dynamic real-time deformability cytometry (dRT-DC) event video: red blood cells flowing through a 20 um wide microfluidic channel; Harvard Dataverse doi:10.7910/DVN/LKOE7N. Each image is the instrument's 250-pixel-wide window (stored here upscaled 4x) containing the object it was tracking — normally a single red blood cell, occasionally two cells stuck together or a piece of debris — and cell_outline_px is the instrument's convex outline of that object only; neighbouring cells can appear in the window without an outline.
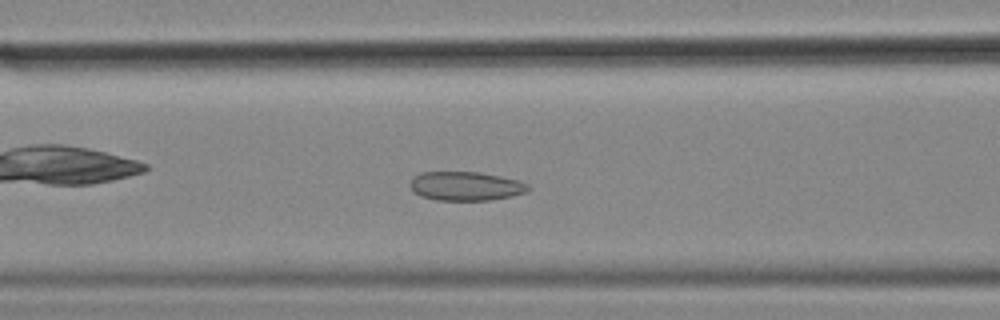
{"species": "common noctule bat (a hibernating species)", "species_latin": "Nyctalus noctula", "temperature_condition": "cold", "stored_images_in_passage": 55, "camera_frame_rate_fps": 3000, "um_per_image_px": 0.085, "animal": {"sex": "female", "body_mass_g": 18.4}, "frame": {"image": 1, "passage_image": 22, "time_ms": 7.0, "image_size_px": [1000, 320], "cell_outline_px": [[532, 188], [528, 192], [512, 196], [488, 200], [436, 200], [420, 196], [408, 184], [412, 176], [420, 172], [480, 172], [520, 180], [528, 184]], "centroid_in_image_um": [39.6, 15.81], "position_along_channel_um": 127.0, "area_um2": 20.17}}
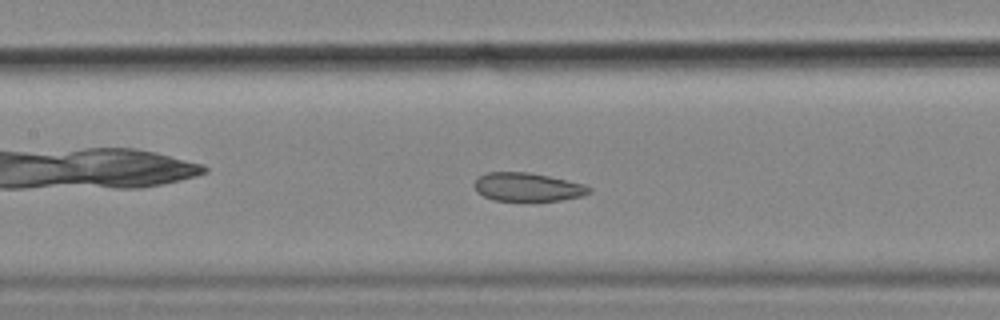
{"frame": {"image": 2, "passage_image": 25, "time_ms": 8.0, "image_size_px": [1000, 320], "cell_outline_px": [[592, 192], [580, 196], [560, 200], [532, 204], [492, 200], [476, 192], [476, 180], [480, 176], [488, 172], [528, 172], [548, 176], [584, 184], [592, 188]], "centroid_in_image_um": [44.86, 15.95], "position_along_channel_um": 162.5, "area_um2": 19.71}}
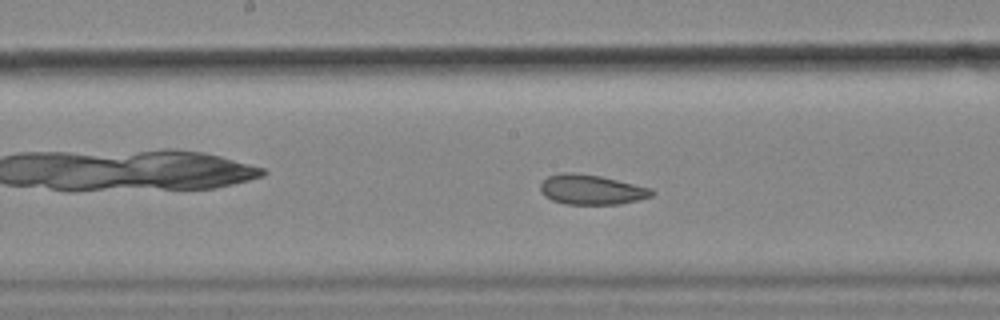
{"frame": {"image": 3, "passage_image": 28, "time_ms": 9.0, "image_size_px": [1000, 320], "cell_outline_px": [[656, 192], [652, 196], [620, 204], [564, 204], [552, 200], [544, 196], [540, 192], [540, 184], [548, 176], [564, 172], [572, 172], [600, 176], [652, 188]], "centroid_in_image_um": [50.26, 16.12], "position_along_channel_um": 197.9, "area_um2": 19.42}, "authors_computed_cell_mechanics": {"area_um2": 21.8484, "velocity_mm_per_s": 3.5538, "shape_relaxation_time_tau1_ms": null, "shape_relaxation_time_tau2_ms": 1.7755, "deformation_change_tau1": null, "deformation_change_tau2": 0.0605}}